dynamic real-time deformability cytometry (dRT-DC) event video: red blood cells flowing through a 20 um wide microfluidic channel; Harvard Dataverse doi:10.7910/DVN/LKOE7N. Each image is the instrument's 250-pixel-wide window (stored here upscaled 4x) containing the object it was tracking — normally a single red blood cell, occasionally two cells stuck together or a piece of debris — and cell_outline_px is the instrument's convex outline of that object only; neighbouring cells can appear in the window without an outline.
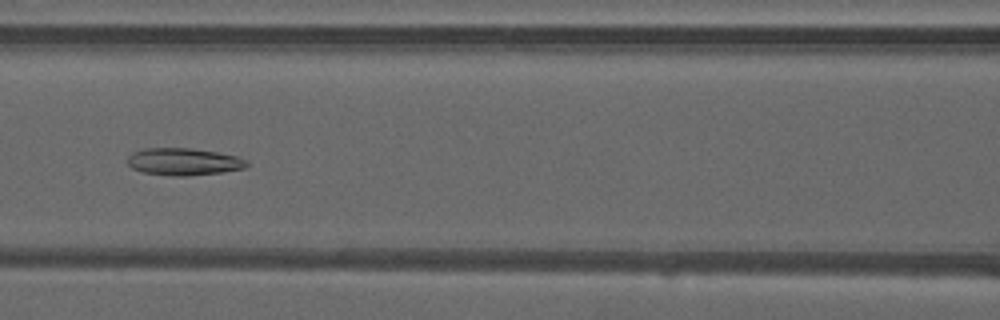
{"species": "common noctule bat (a hibernating species)", "species_latin": "Nyctalus noctula", "temperature_condition": "warm", "stored_images_in_passage": 39, "camera_frame_rate_fps": 3000, "um_per_image_px": 0.085, "animal": {"sex": "male", "forearm_length_mm": 52.5}, "frame": {"image": 1, "passage_image": 12, "time_ms": 3.667, "image_size_px": [1000, 320], "cell_outline_px": [[248, 164], [244, 168], [224, 172], [188, 176], [172, 176], [144, 172], [132, 168], [128, 164], [128, 156], [132, 152], [144, 148], [192, 148], [216, 152], [236, 156], [248, 160]], "centroid_in_image_um": [15.61, 13.74], "position_along_channel_um": 151.0, "area_um2": 18.96}}
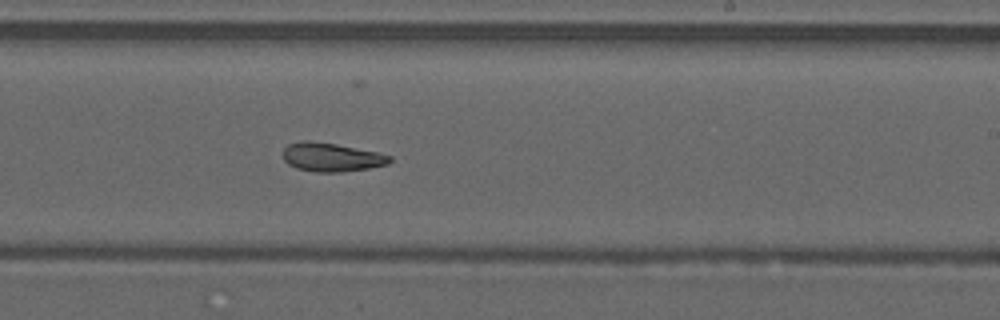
{"frame": {"image": 2, "passage_image": 20, "time_ms": 6.333, "image_size_px": [1000, 320], "cell_outline_px": [[392, 160], [388, 164], [368, 168], [340, 172], [316, 172], [296, 168], [288, 164], [284, 160], [284, 148], [288, 144], [300, 140], [308, 140], [336, 144], [376, 152], [392, 156]], "centroid_in_image_um": [28.15, 13.36], "position_along_channel_um": 260.8, "area_um2": 17.8}}
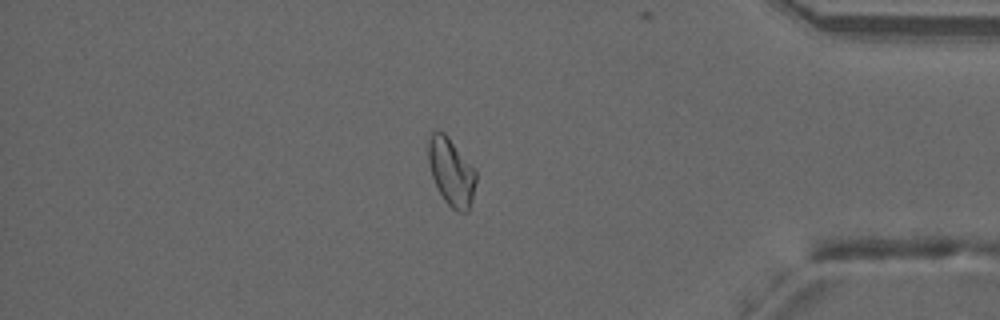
{"frame": {"image": 3, "passage_image": 32, "time_ms": 10.333, "image_size_px": [1000, 320], "cell_outline_px": [[476, 180], [468, 212], [456, 212], [444, 200], [432, 176], [428, 160], [428, 140], [432, 132], [444, 132], [476, 172]], "centroid_in_image_um": [38.34, 14.63], "position_along_channel_um": 396.9, "area_um2": 18.21}, "authors_computed_cell_mechanics": {"area_um2": 18.4382, "velocity_mm_per_s": 4.1323, "shape_relaxation_time_tau1_ms": null, "shape_relaxation_time_tau2_ms": 7.2603, "deformation_change_tau1": null, "deformation_change_tau2": 0.1468}}